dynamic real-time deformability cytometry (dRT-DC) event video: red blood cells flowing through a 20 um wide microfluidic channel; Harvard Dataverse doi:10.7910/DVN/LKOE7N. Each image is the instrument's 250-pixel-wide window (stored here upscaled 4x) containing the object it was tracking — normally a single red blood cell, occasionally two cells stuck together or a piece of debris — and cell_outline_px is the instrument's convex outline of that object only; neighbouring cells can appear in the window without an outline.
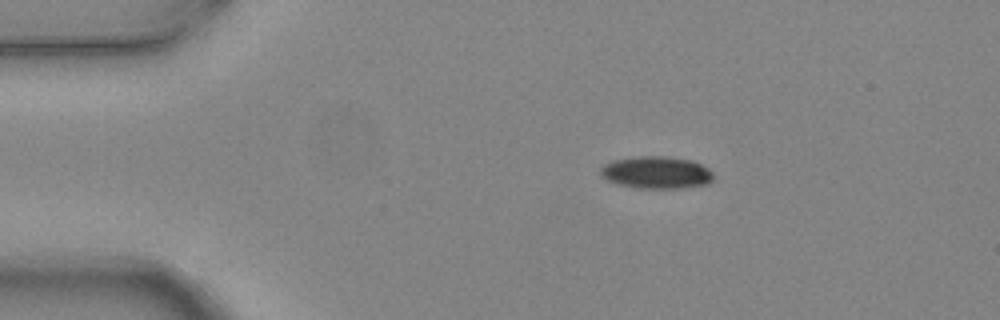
{"species": "common noctule bat (a hibernating species)", "species_latin": "Nyctalus noctula", "temperature_condition": "warm", "stored_images_in_passage": 4, "camera_frame_rate_fps": 3000, "um_per_image_px": 0.085, "animal": {"sex": "female", "body_mass_g": 24.6, "forearm_length_mm": 56.2}, "frame": {"image": 1, "passage_image": 1, "time_ms": 0.0, "image_size_px": [1000, 320], "cell_outline_px": [[712, 180], [708, 184], [680, 188], [636, 188], [616, 184], [600, 176], [600, 168], [604, 164], [612, 160], [640, 156], [668, 156], [692, 160], [708, 168], [712, 172]], "centroid_in_image_um": [55.77, 14.66], "position_along_channel_um": 29.2, "area_um2": 21.39}}
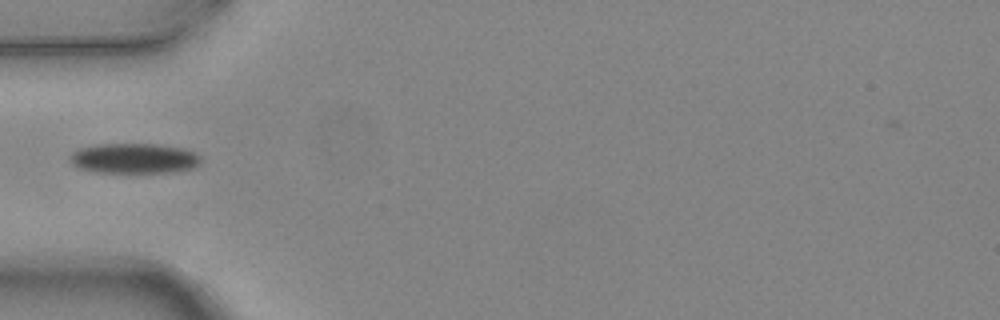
{"frame": {"image": 2, "passage_image": 3, "time_ms": 0.667, "image_size_px": [1000, 320], "cell_outline_px": [[200, 164], [192, 168], [168, 172], [92, 172], [80, 168], [72, 164], [68, 156], [72, 152], [80, 148], [100, 144], [156, 144], [184, 148], [200, 156]], "centroid_in_image_um": [11.37, 13.46], "position_along_channel_um": 73.6, "area_um2": 22.89}}
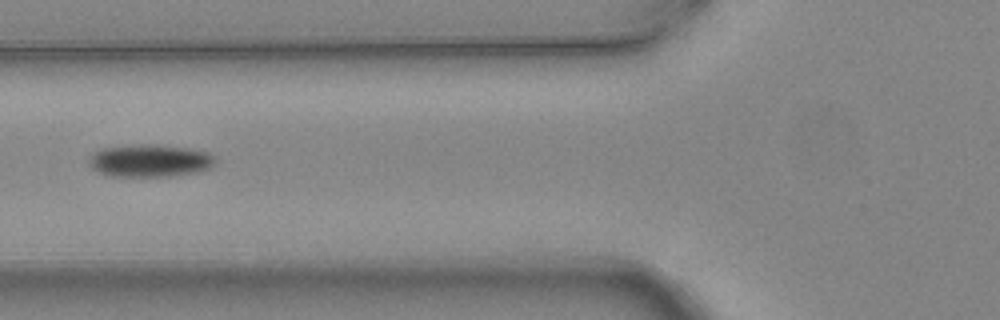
{"frame": {"image": 3, "passage_image": 4, "time_ms": 1.0, "image_size_px": [1000, 320], "cell_outline_px": [[216, 160], [208, 168], [196, 172], [168, 176], [104, 176], [92, 168], [88, 164], [88, 156], [100, 148], [132, 144], [160, 144], [192, 148], [208, 152], [216, 156]], "centroid_in_image_um": [12.69, 13.63], "position_along_channel_um": 113.1, "area_um2": 24.45}}